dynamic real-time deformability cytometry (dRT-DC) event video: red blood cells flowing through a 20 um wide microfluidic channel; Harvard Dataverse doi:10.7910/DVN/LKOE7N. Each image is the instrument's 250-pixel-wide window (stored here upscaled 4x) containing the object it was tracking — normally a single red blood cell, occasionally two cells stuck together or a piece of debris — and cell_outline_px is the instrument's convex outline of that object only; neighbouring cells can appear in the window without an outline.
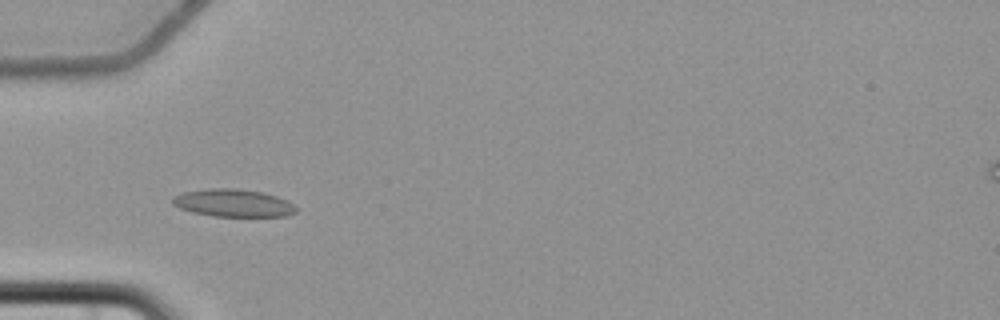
{"species": "common noctule bat (a hibernating species)", "species_latin": "Nyctalus noctula", "temperature_condition": "cold", "stored_images_in_passage": 7, "camera_frame_rate_fps": 3000, "um_per_image_px": 0.085, "animal": {"sex": "female", "body_mass_g": 22.7, "forearm_length_mm": 54.2}, "frame": {"image": 1, "passage_image": 6, "time_ms": 6.0, "image_size_px": [1000, 320], "cell_outline_px": [[296, 212], [288, 216], [212, 216], [192, 212], [180, 208], [172, 204], [172, 196], [184, 192], [208, 188], [236, 188], [264, 192], [288, 200], [296, 208]], "centroid_in_image_um": [19.82, 17.25], "position_along_channel_um": 65.2, "area_um2": 20.0}}
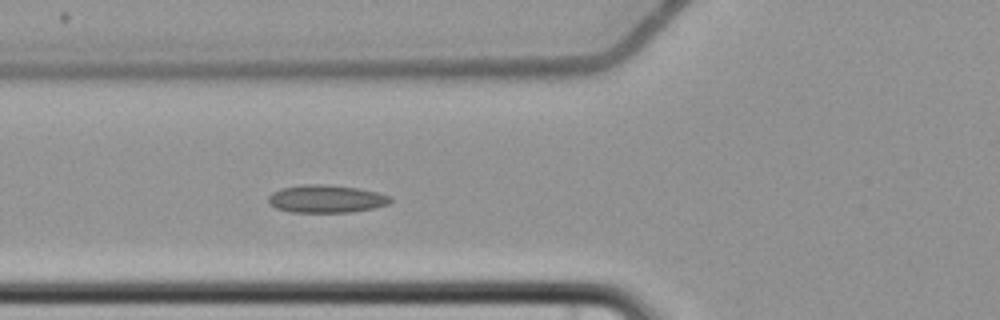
{"frame": {"image": 2, "passage_image": 7, "time_ms": 7.0, "image_size_px": [1000, 320], "cell_outline_px": [[392, 200], [388, 204], [372, 208], [352, 212], [292, 212], [276, 208], [268, 204], [268, 196], [272, 192], [280, 188], [300, 184], [324, 184], [356, 188], [376, 192], [388, 196]], "centroid_in_image_um": [27.65, 16.9], "position_along_channel_um": 98.1, "area_um2": 19.71}}